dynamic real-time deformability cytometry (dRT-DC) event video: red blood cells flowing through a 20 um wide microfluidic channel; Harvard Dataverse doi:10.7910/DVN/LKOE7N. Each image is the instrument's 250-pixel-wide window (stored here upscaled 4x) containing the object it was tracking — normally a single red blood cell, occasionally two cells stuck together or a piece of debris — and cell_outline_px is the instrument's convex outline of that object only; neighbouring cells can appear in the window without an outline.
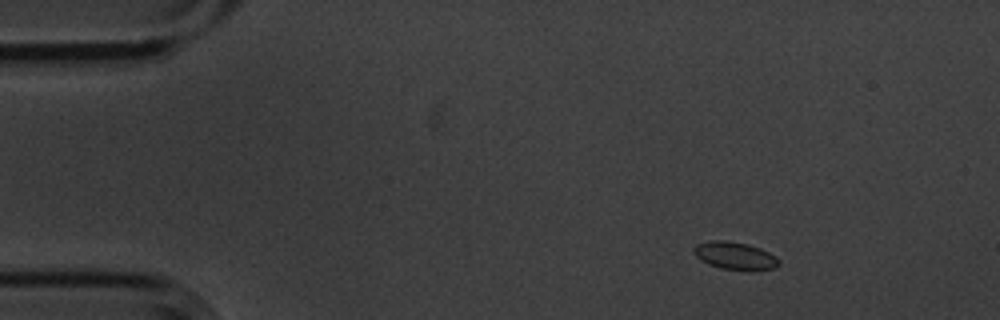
{"species": "common noctule bat (a hibernating species)", "species_latin": "Nyctalus noctula", "temperature_condition": "cold", "stored_images_in_passage": 10, "camera_frame_rate_fps": 3000, "um_per_image_px": 0.085, "animal": {"sex": "male", "body_mass_g": 20.1, "forearm_length_mm": 53.5}, "frame": {"image": 1, "passage_image": 1, "time_ms": 0.0, "image_size_px": [1000, 320], "cell_outline_px": [[780, 264], [776, 268], [752, 272], [720, 268], [708, 264], [700, 260], [692, 252], [692, 248], [696, 244], [708, 240], [728, 240], [748, 244], [760, 248], [776, 256], [780, 260]], "centroid_in_image_um": [62.48, 21.75], "position_along_channel_um": 22.5, "area_um2": 14.28}}
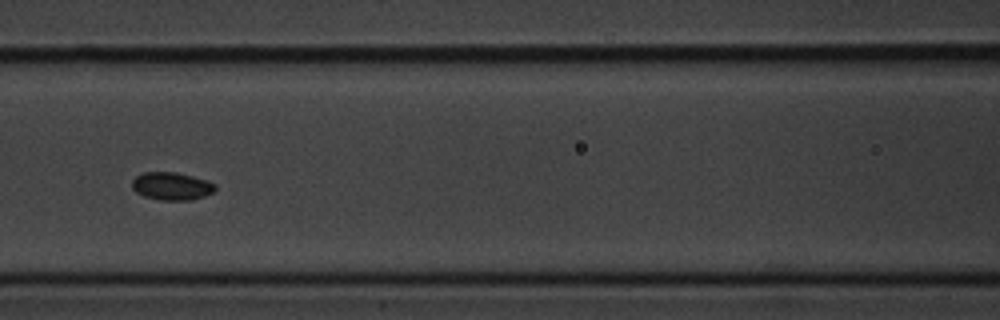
{"frame": {"image": 2, "passage_image": 6, "time_ms": 1.667, "image_size_px": [1000, 320], "cell_outline_px": [[216, 192], [192, 200], [160, 200], [144, 196], [136, 192], [132, 188], [132, 180], [136, 176], [144, 172], [176, 172], [192, 176], [216, 184]], "centroid_in_image_um": [14.6, 15.83], "position_along_channel_um": 152.0, "area_um2": 13.53}}
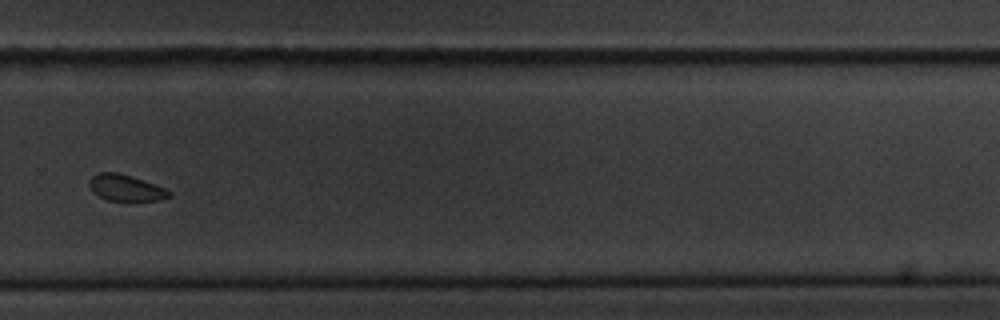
{"frame": {"image": 3, "passage_image": 10, "time_ms": 3.0, "image_size_px": [1000, 320], "cell_outline_px": [[172, 192], [168, 196], [156, 200], [108, 200], [92, 192], [88, 184], [88, 180], [92, 176], [100, 172], [116, 172], [132, 176], [144, 180], [164, 188]], "centroid_in_image_um": [10.63, 15.94], "position_along_channel_um": 319.2, "area_um2": 12.02}}